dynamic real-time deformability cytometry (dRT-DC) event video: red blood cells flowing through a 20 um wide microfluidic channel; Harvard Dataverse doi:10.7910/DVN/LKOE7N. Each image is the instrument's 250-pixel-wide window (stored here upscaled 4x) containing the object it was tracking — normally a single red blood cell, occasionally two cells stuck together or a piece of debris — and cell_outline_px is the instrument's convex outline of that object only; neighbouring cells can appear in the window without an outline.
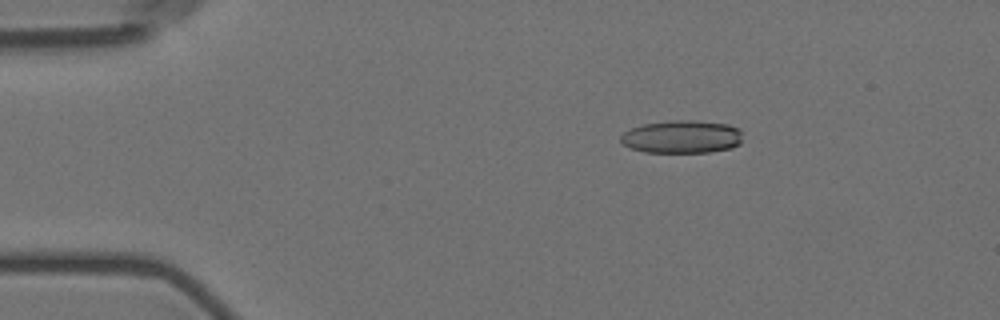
{"species": "Egyptian fruit bat (a non-hibernating species)", "species_latin": "Rousettus aegyptiacus", "temperature_condition": "room temperature", "stored_images_in_passage": 5, "camera_frame_rate_fps": 3000, "um_per_image_px": 0.085, "animal": {"sex": "female"}, "frame": {"image": 1, "passage_image": 3, "time_ms": 2.333, "image_size_px": [1000, 320], "cell_outline_px": [[740, 144], [732, 148], [708, 152], [644, 152], [632, 148], [624, 144], [620, 140], [620, 136], [624, 132], [632, 128], [644, 124], [672, 120], [696, 120], [728, 124], [740, 128]], "centroid_in_image_um": [57.98, 11.62], "position_along_channel_um": 27.0, "area_um2": 23.35}}